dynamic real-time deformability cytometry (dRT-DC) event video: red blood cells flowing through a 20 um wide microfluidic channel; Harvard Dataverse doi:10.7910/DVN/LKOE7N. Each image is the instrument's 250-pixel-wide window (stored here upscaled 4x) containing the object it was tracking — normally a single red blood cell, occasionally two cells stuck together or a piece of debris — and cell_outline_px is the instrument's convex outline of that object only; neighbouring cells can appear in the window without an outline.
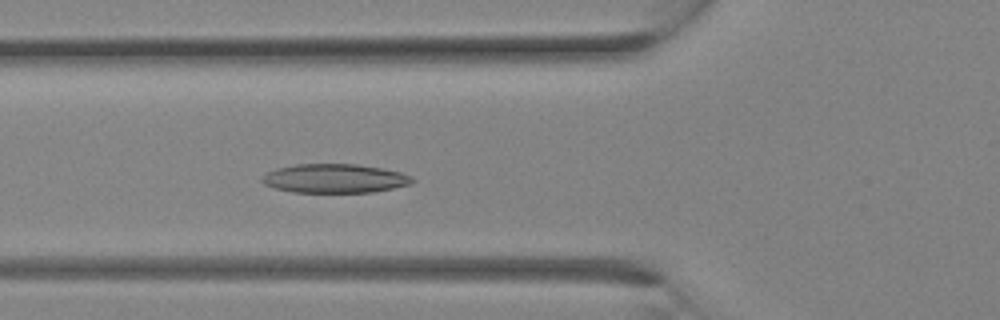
{"species": "Egyptian fruit bat (a non-hibernating species)", "species_latin": "Rousettus aegyptiacus", "temperature_condition": "room temperature", "stored_images_in_passage": 10, "camera_frame_rate_fps": 3000, "um_per_image_px": 0.085, "animal": {"sex": "female"}, "frame": {"image": 1, "passage_image": 10, "time_ms": 3.0, "image_size_px": [1000, 320], "cell_outline_px": [[416, 180], [412, 184], [372, 192], [292, 192], [276, 188], [264, 184], [260, 180], [268, 172], [276, 168], [296, 164], [356, 164], [380, 168], [400, 172], [412, 176]], "centroid_in_image_um": [28.47, 15.16], "position_along_channel_um": 97.3, "area_um2": 25.26}}